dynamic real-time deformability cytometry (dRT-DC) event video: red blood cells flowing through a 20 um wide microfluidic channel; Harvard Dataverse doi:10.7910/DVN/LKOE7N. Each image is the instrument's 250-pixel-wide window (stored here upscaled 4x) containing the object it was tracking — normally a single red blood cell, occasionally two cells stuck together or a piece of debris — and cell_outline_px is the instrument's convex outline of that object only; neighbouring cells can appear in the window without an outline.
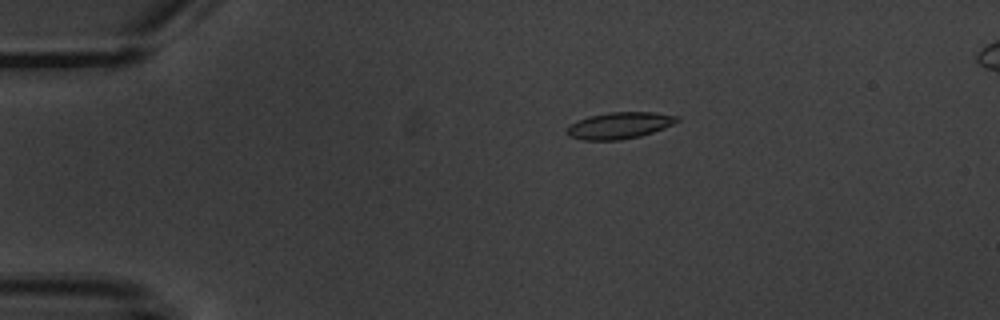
{"species": "common noctule bat (a hibernating species)", "species_latin": "Nyctalus noctula", "temperature_condition": "warm", "stored_images_in_passage": 6, "camera_frame_rate_fps": 3000, "um_per_image_px": 0.085, "animal": {"sex": "male", "body_mass_g": 20.1, "forearm_length_mm": 53.5}, "frame": {"image": 1, "passage_image": 6, "time_ms": 7.0, "image_size_px": [1000, 320], "cell_outline_px": [[680, 120], [664, 128], [640, 136], [620, 140], [584, 140], [568, 136], [564, 132], [564, 128], [568, 124], [588, 116], [608, 112], [652, 112], [680, 116]], "centroid_in_image_um": [52.59, 10.66], "position_along_channel_um": 32.4, "area_um2": 17.28}}